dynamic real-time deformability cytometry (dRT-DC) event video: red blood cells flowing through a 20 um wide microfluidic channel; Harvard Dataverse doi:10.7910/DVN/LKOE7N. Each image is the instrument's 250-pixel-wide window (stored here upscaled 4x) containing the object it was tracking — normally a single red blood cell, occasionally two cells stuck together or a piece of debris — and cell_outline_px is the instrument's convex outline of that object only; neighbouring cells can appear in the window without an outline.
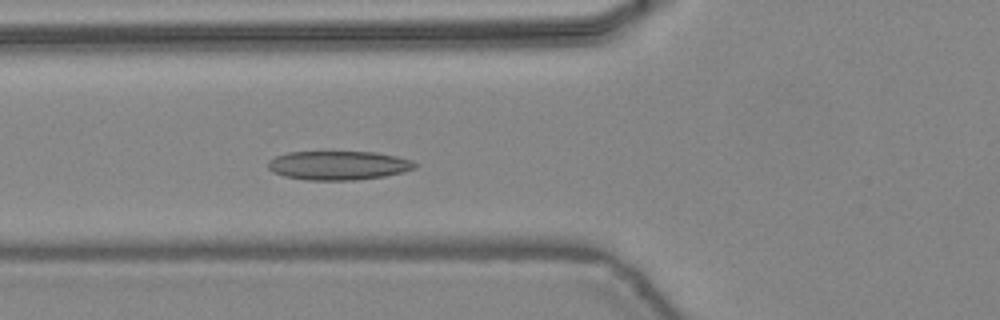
{"species": "common noctule bat (a hibernating species)", "species_latin": "Nyctalus noctula", "temperature_condition": "warm", "stored_images_in_passage": 47, "camera_frame_rate_fps": 3000, "um_per_image_px": 0.085, "animal": {"sex": "female", "body_mass_g": 24.6, "forearm_length_mm": 56.2}, "frame": {"image": 1, "passage_image": 17, "time_ms": 5.333, "image_size_px": [1000, 320], "cell_outline_px": [[416, 168], [404, 172], [384, 176], [356, 180], [304, 180], [284, 176], [272, 172], [268, 168], [268, 160], [276, 156], [288, 152], [376, 152], [396, 156], [412, 160], [416, 164]], "centroid_in_image_um": [28.76, 14.06], "position_along_channel_um": 97.0, "area_um2": 24.91}}
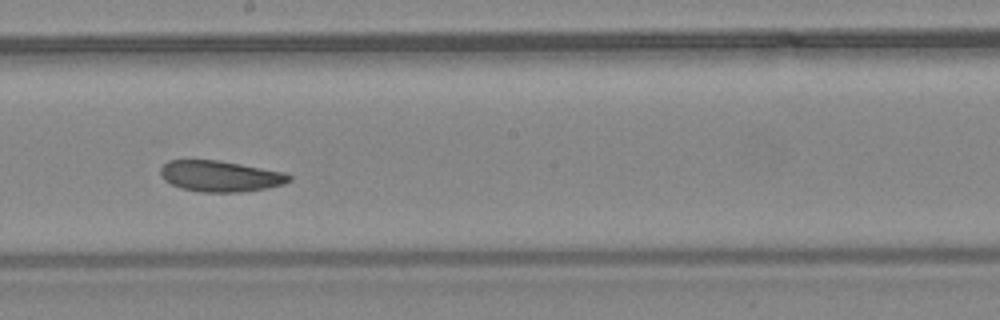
{"frame": {"image": 2, "passage_image": 26, "time_ms": 8.333, "image_size_px": [1000, 320], "cell_outline_px": [[292, 180], [284, 184], [268, 188], [240, 192], [200, 192], [180, 188], [164, 180], [160, 176], [160, 168], [168, 160], [216, 160], [240, 164], [284, 172], [292, 176]], "centroid_in_image_um": [18.72, 14.98], "position_along_channel_um": 229.5, "area_um2": 23.29}}
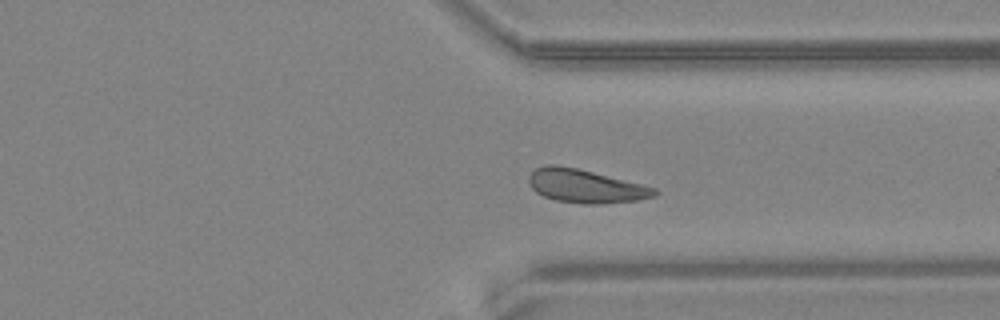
{"frame": {"image": 3, "passage_image": 35, "time_ms": 11.333, "image_size_px": [1000, 320], "cell_outline_px": [[660, 192], [656, 196], [636, 200], [600, 204], [584, 204], [556, 200], [544, 196], [536, 192], [532, 188], [528, 180], [528, 176], [536, 168], [544, 164], [556, 164], [576, 168], [656, 188]], "centroid_in_image_um": [49.74, 15.82], "position_along_channel_um": 361.7, "area_um2": 24.28}, "authors_computed_cell_mechanics": {"area_um2": 24.5072, "velocity_mm_per_s": 4.4036, "shape_relaxation_time_tau1_ms": 6.382, "shape_relaxation_time_tau2_ms": 4.9543, "deformation_change_tau1": 0.122, "deformation_change_tau2": 0.1158}}